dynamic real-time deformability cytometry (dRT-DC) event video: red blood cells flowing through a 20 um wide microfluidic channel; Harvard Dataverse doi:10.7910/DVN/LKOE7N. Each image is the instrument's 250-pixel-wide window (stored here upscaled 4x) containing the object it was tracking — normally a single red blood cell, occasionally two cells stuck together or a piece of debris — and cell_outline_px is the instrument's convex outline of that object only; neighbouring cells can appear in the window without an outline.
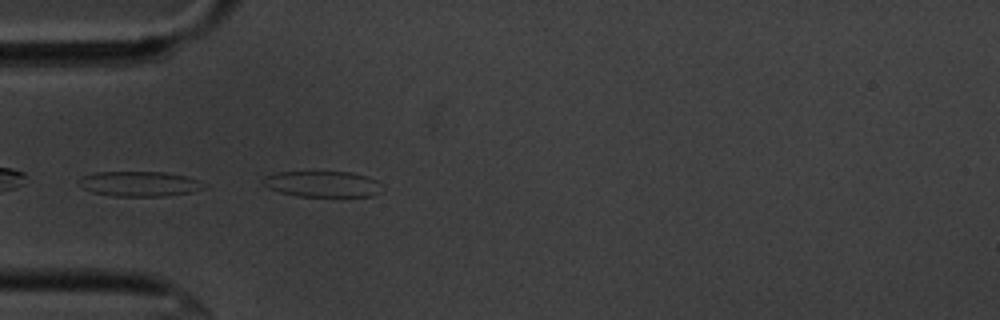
{"species": "common noctule bat (a hibernating species)", "species_latin": "Nyctalus noctula", "temperature_condition": "cold", "stored_images_in_passage": 30, "camera_frame_rate_fps": 3000, "um_per_image_px": 0.085, "animal": {"sex": "male", "body_mass_g": 20.1, "forearm_length_mm": 53.5}, "frame": {"image": 1, "passage_image": 5, "time_ms": 1.333, "image_size_px": [1000, 320], "cell_outline_px": [[384, 188], [380, 192], [372, 196], [300, 196], [280, 192], [264, 184], [264, 176], [276, 172], [352, 172], [368, 176], [376, 180]], "centroid_in_image_um": [27.49, 15.63], "position_along_channel_um": 57.5, "area_um2": 17.86}}